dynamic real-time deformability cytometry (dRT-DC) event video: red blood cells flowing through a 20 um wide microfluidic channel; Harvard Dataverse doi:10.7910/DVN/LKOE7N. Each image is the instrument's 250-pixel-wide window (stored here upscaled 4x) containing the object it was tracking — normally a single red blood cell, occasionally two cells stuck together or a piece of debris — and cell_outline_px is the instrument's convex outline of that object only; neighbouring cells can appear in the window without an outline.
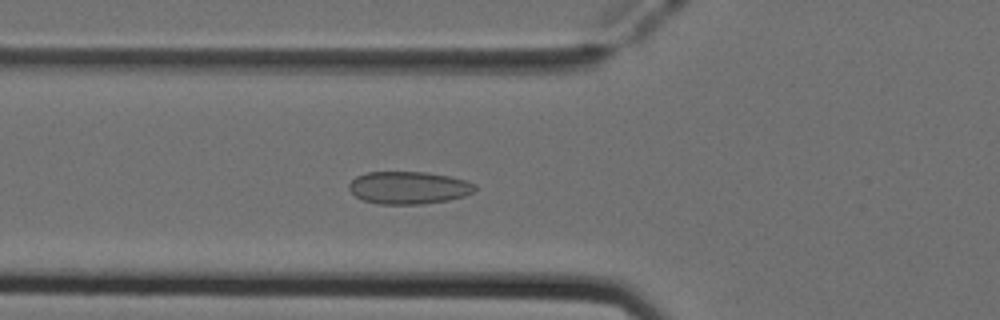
{"species": "Egyptian fruit bat (a non-hibernating species)", "species_latin": "Rousettus aegyptiacus", "temperature_condition": "cold", "stored_images_in_passage": 46, "segment_of_instrument_passage": [1, 2], "camera_frame_rate_fps": 3000, "um_per_image_px": 0.085, "animal": {"sex": "female"}, "frame": {"image": 1, "passage_image": 12, "time_ms": 3.667, "image_size_px": [1000, 320], "cell_outline_px": [[476, 188], [472, 192], [464, 196], [448, 200], [420, 204], [376, 204], [360, 200], [348, 188], [348, 184], [356, 176], [368, 172], [424, 172], [448, 176], [464, 180], [476, 184]], "centroid_in_image_um": [34.69, 15.96], "position_along_channel_um": 91.1, "area_um2": 23.87}}
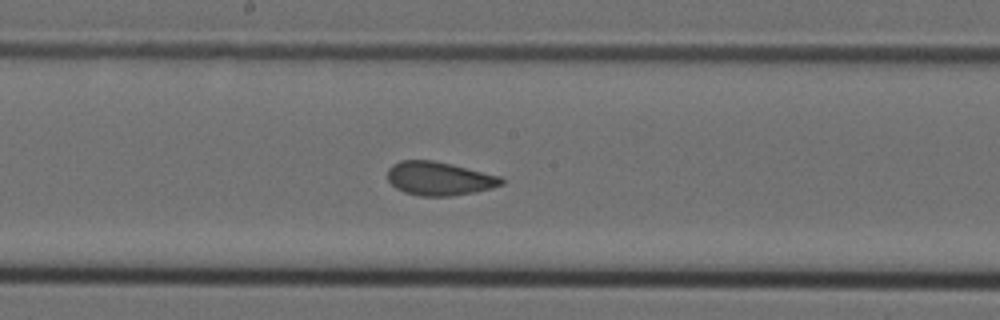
{"frame": {"image": 2, "passage_image": 21, "time_ms": 6.667, "image_size_px": [1000, 320], "cell_outline_px": [[504, 184], [492, 188], [476, 192], [452, 196], [420, 196], [404, 192], [396, 188], [388, 180], [388, 168], [392, 164], [400, 160], [432, 160], [452, 164], [504, 176]], "centroid_in_image_um": [37.38, 15.17], "position_along_channel_um": 210.8, "area_um2": 22.66}}
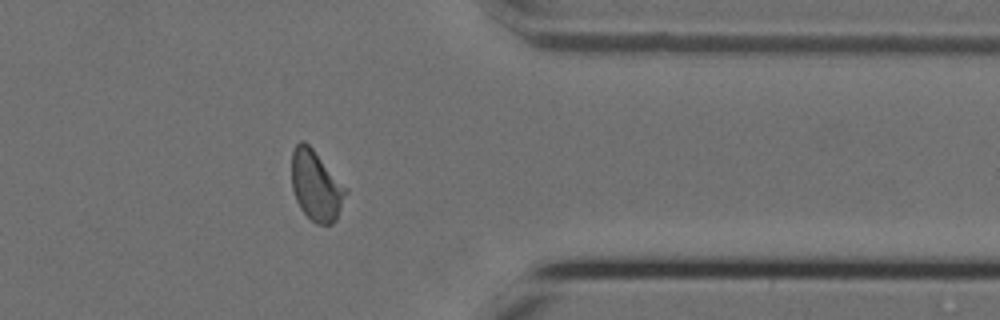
{"frame": {"image": 3, "passage_image": 35, "time_ms": 11.333, "image_size_px": [1000, 320], "cell_outline_px": [[348, 192], [336, 220], [332, 224], [316, 224], [300, 208], [296, 200], [292, 188], [292, 152], [296, 144], [300, 140], [304, 140], [312, 148], [348, 188]], "centroid_in_image_um": [26.88, 15.78], "position_along_channel_um": 384.5, "area_um2": 22.2}}